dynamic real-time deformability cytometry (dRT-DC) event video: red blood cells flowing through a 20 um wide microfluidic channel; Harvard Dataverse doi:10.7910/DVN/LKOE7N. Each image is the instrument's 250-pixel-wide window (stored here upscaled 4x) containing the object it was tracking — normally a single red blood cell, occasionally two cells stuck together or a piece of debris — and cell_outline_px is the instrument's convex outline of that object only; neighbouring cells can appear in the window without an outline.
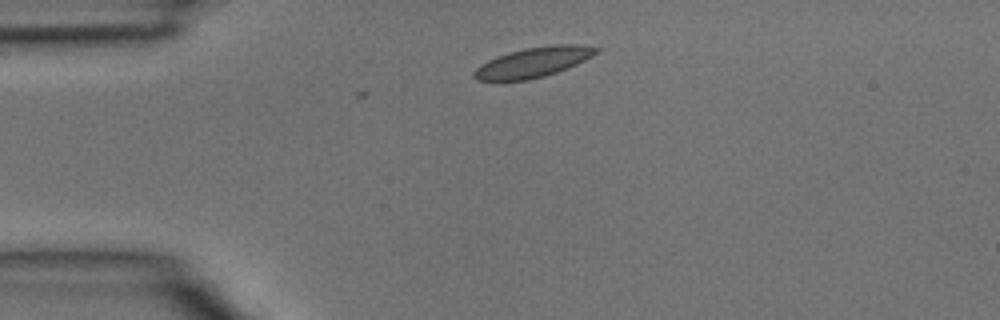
{"species": "common noctule bat (a hibernating species)", "species_latin": "Nyctalus noctula", "temperature_condition": "room temperature", "stored_images_in_passage": 3, "camera_frame_rate_fps": 3000, "um_per_image_px": 0.085, "animal": {"sex": "male", "body_mass_g": 15.6}, "frame": {"image": 1, "passage_image": 1, "time_ms": 0.0, "image_size_px": [1000, 320], "cell_outline_px": [[600, 48], [592, 56], [576, 64], [556, 72], [544, 76], [528, 80], [476, 80], [472, 76], [472, 72], [480, 64], [496, 56], [508, 52], [524, 48], [552, 44], [584, 44]], "centroid_in_image_um": [45.31, 5.27], "position_along_channel_um": 39.7, "area_um2": 21.39}}